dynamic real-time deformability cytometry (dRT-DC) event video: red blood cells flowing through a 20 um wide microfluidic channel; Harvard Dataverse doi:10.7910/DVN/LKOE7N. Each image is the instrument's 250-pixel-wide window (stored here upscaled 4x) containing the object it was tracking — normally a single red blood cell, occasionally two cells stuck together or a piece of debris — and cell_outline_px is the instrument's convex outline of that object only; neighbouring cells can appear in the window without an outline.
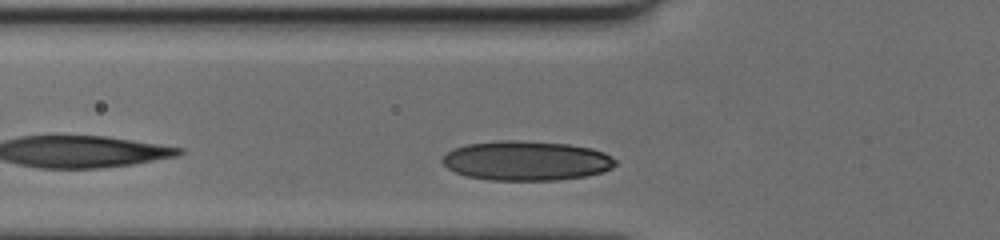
{"species": "human", "species_latin": "Homo sapiens", "temperature_condition": "cold", "stored_images_in_passage": 24, "camera_frame_rate_fps": 3000, "um_per_image_px": 0.085, "donor": {"sex": "female"}, "frame": {"image": 1, "passage_image": 2, "time_ms": 0.333, "image_size_px": [1000, 240], "cell_outline_px": [[616, 164], [612, 168], [600, 172], [584, 176], [560, 180], [488, 180], [468, 176], [456, 172], [448, 168], [440, 160], [448, 152], [456, 148], [468, 144], [500, 140], [512, 140], [568, 144], [592, 148], [604, 152], [616, 160]], "centroid_in_image_um": [44.75, 13.66], "position_along_channel_um": 81.1, "area_um2": 39.65}}
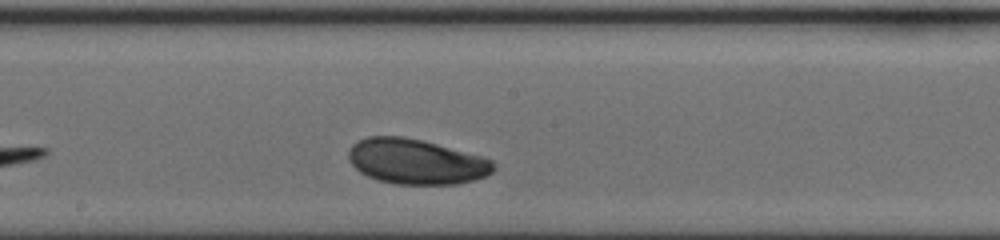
{"frame": {"image": 2, "passage_image": 12, "time_ms": 3.667, "image_size_px": [1000, 240], "cell_outline_px": [[492, 172], [484, 176], [472, 180], [456, 184], [396, 184], [376, 180], [360, 172], [352, 164], [348, 156], [348, 152], [352, 144], [368, 136], [404, 136], [424, 140], [480, 156], [492, 160]], "centroid_in_image_um": [35.32, 13.72], "position_along_channel_um": 212.9, "area_um2": 37.92}}
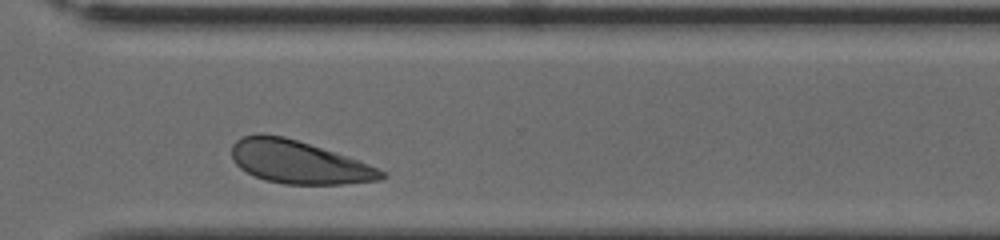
{"frame": {"image": 3, "passage_image": 22, "time_ms": 7.0, "image_size_px": [1000, 240], "cell_outline_px": [[384, 176], [380, 180], [344, 184], [284, 184], [264, 180], [240, 168], [232, 160], [232, 144], [240, 136], [260, 132], [284, 136], [368, 164], [384, 172]], "centroid_in_image_um": [25.29, 13.77], "position_along_channel_um": 345.3, "area_um2": 37.05}}